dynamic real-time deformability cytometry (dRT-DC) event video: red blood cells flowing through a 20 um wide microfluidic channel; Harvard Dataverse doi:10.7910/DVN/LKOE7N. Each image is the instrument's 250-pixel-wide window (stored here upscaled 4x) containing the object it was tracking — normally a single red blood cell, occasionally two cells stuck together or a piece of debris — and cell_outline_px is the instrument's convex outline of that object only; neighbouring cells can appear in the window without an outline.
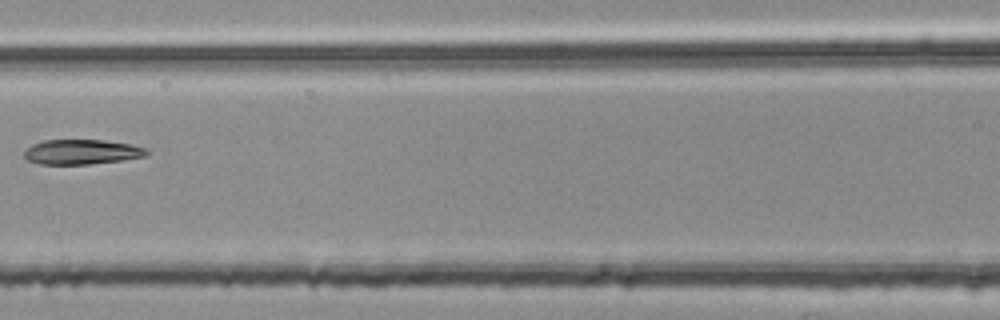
{"species": "common noctule bat (a hibernating species)", "species_latin": "Nyctalus noctula", "temperature_condition": "room temperature", "stored_images_in_passage": 6, "camera_frame_rate_fps": 3000, "um_per_image_px": 0.085, "animal": {"sex": "female", "body_mass_g": 25.1}, "frame": {"image": 1, "passage_image": 6, "time_ms": 1.667, "image_size_px": [1000, 320], "cell_outline_px": [[152, 152], [148, 156], [120, 160], [88, 164], [40, 164], [28, 160], [24, 156], [24, 152], [32, 144], [44, 140], [104, 140], [128, 144], [148, 148]], "centroid_in_image_um": [6.99, 12.91], "position_along_channel_um": 159.6, "area_um2": 17.74}}